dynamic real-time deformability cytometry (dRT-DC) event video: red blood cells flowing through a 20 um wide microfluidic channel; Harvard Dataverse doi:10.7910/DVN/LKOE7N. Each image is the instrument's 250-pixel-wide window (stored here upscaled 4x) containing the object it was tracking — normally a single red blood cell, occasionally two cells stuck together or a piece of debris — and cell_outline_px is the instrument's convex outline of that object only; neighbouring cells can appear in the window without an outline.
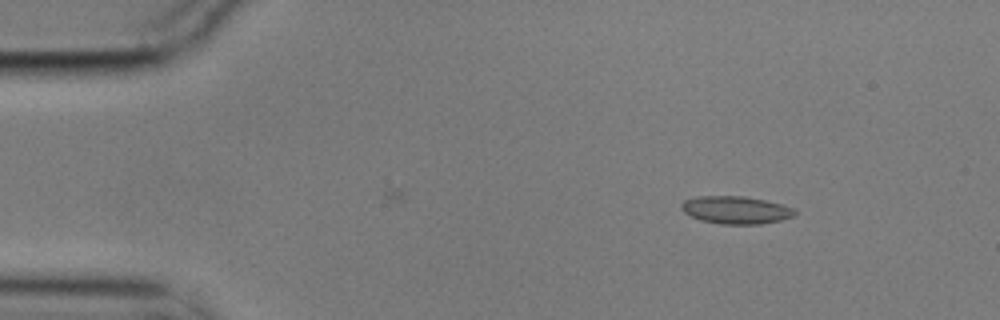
{"species": "common noctule bat (a hibernating species)", "species_latin": "Nyctalus noctula", "temperature_condition": "cold", "stored_images_in_passage": 4, "camera_frame_rate_fps": 3000, "um_per_image_px": 0.085, "animal": {"sex": "male", "body_mass_g": 17.9}, "frame": {"image": 1, "passage_image": 2, "time_ms": 0.333, "image_size_px": [1000, 320], "cell_outline_px": [[796, 216], [780, 220], [760, 224], [720, 224], [700, 220], [684, 212], [680, 208], [680, 204], [684, 200], [696, 196], [744, 196], [764, 200], [780, 204], [792, 208], [796, 212]], "centroid_in_image_um": [62.52, 17.85], "position_along_channel_um": 22.5, "area_um2": 18.26}}